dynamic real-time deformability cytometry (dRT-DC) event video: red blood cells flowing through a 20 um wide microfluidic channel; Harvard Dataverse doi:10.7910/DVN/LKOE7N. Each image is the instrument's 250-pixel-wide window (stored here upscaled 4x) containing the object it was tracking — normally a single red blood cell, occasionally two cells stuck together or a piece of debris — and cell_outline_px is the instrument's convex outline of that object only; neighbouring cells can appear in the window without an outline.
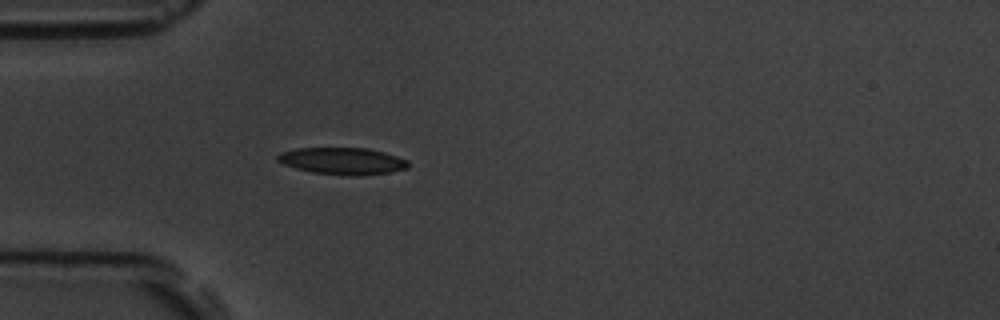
{"species": "common noctule bat (a hibernating species)", "species_latin": "Nyctalus noctula", "temperature_condition": "room temperature", "stored_images_in_passage": 2, "camera_frame_rate_fps": 3000, "um_per_image_px": 0.085, "animal": {"sex": "male", "body_mass_g": 19.5, "forearm_length_mm": 54.6}, "frame": {"image": 1, "passage_image": 2, "time_ms": 1.333, "image_size_px": [1000, 320], "cell_outline_px": [[408, 168], [388, 172], [360, 176], [352, 176], [312, 172], [296, 168], [284, 164], [276, 160], [276, 156], [280, 152], [296, 148], [368, 148], [384, 152], [408, 160]], "centroid_in_image_um": [29.1, 13.68], "position_along_channel_um": 55.9, "area_um2": 20.46}}